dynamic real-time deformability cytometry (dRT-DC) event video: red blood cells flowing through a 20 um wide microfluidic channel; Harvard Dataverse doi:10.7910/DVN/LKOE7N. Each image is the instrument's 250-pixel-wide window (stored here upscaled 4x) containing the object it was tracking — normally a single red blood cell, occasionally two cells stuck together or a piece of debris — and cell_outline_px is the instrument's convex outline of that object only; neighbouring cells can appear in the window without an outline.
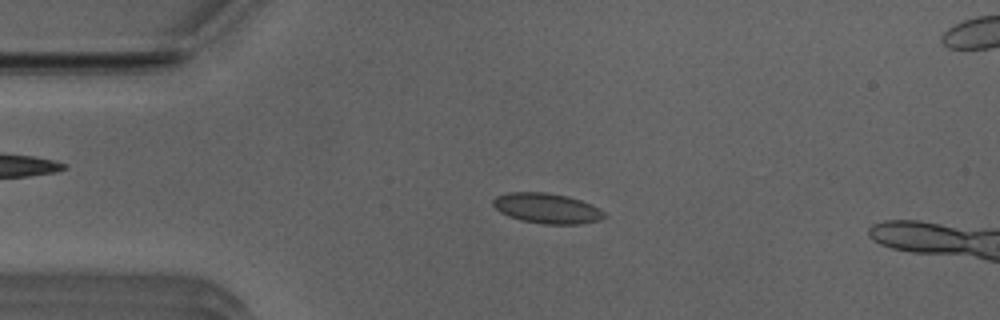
{"species": "Egyptian fruit bat (a non-hibernating species)", "species_latin": "Rousettus aegyptiacus", "temperature_condition": "room temperature", "stored_images_in_passage": 49, "camera_frame_rate_fps": 3000, "um_per_image_px": 0.085, "animal": {"sex": "male"}, "frame": {"image": 1, "passage_image": 11, "time_ms": 3.333, "image_size_px": [1000, 320], "cell_outline_px": [[608, 216], [600, 220], [580, 224], [544, 224], [520, 220], [508, 216], [500, 212], [492, 204], [492, 200], [496, 196], [504, 192], [544, 192], [568, 196], [592, 204], [604, 212]], "centroid_in_image_um": [46.48, 17.7], "position_along_channel_um": 38.5, "area_um2": 19.77}}
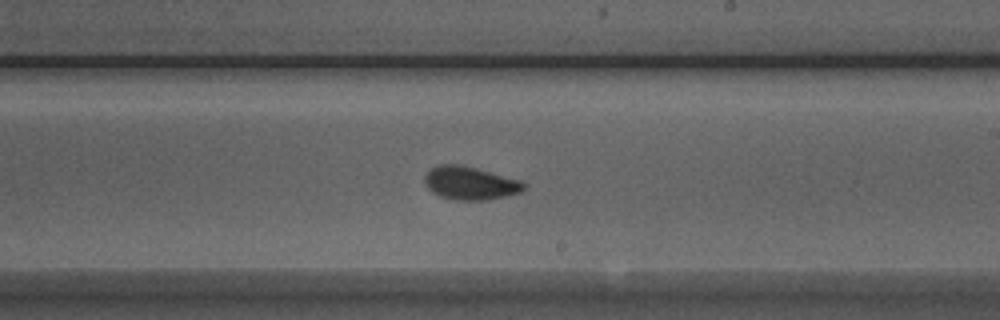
{"frame": {"image": 2, "passage_image": 29, "time_ms": 9.333, "image_size_px": [1000, 320], "cell_outline_px": [[528, 184], [520, 192], [488, 200], [452, 200], [440, 196], [432, 192], [424, 184], [424, 176], [432, 168], [440, 164], [456, 164], [520, 180]], "centroid_in_image_um": [39.93, 15.59], "position_along_channel_um": 249.1, "area_um2": 18.9}}
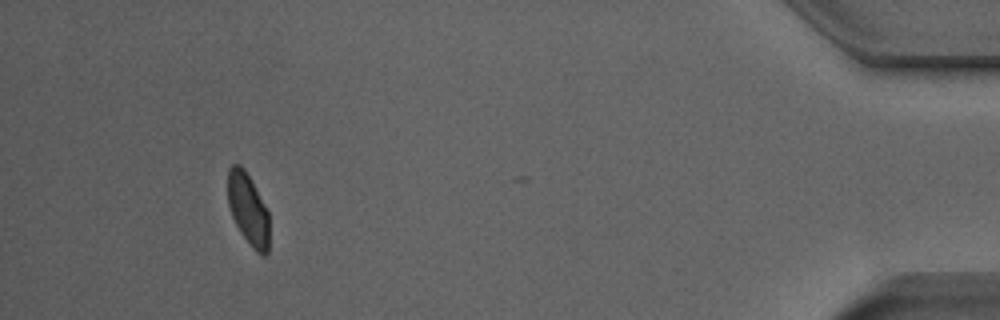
{"frame": {"image": 3, "passage_image": 47, "time_ms": 15.333, "image_size_px": [1000, 320], "cell_outline_px": [[268, 252], [264, 256], [260, 256], [252, 248], [240, 232], [232, 216], [228, 204], [228, 168], [232, 164], [240, 164], [244, 168], [268, 212]], "centroid_in_image_um": [21.07, 17.8], "position_along_channel_um": 414.1, "area_um2": 17.11}, "authors_computed_cell_mechanics": {"area_um2": 18.9006, "velocity_mm_per_s": 3.9523, "shape_relaxation_time_tau1_ms": 4.5642, "shape_relaxation_time_tau2_ms": 0.8834, "deformation_change_tau1": 0.1023, "deformation_change_tau2": 0.0432}}